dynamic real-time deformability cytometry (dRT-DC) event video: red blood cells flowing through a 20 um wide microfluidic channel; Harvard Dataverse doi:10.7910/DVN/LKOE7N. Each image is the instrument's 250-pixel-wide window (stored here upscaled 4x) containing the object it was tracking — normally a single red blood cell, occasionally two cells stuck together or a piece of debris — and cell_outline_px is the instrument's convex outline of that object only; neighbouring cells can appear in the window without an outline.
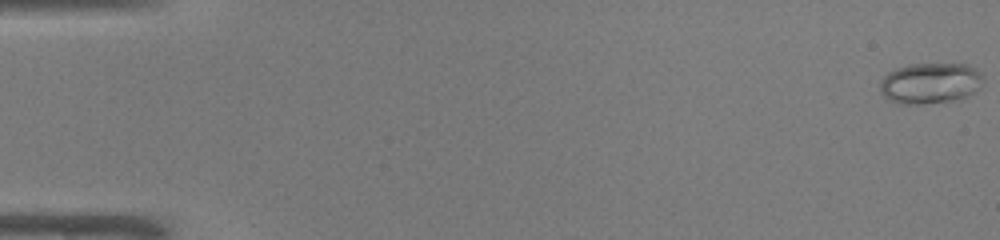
{"species": "common noctule bat (a hibernating species)", "species_latin": "Nyctalus noctula", "temperature_condition": "warm", "stored_images_in_passage": 16, "camera_frame_rate_fps": 3000, "um_per_image_px": 0.085, "animal": {"sex": "male", "body_mass_g": 19.0, "forearm_length_mm": 50.8}, "frame": {"image": 1, "passage_image": 1, "time_ms": 0.0, "image_size_px": [1000, 240], "cell_outline_px": [[984, 80], [980, 88], [956, 100], [916, 104], [908, 104], [892, 100], [884, 96], [880, 92], [880, 80], [888, 72], [896, 68], [912, 64], [968, 64], [976, 68], [984, 76]], "centroid_in_image_um": [79.09, 7.05], "position_along_channel_um": 5.9, "area_um2": 24.45}}